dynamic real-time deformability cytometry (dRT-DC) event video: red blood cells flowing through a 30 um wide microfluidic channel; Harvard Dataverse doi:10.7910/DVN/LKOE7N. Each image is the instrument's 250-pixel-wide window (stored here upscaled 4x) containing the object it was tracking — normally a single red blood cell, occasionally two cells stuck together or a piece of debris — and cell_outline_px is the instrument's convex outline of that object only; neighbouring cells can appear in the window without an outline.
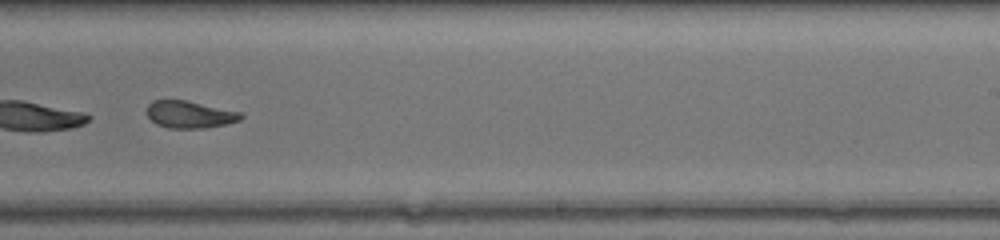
{"species": "common noctule bat (a hibernating species)", "species_latin": "Nyctalus noctula", "temperature_condition": "warm", "stored_images_in_passage": 34, "camera_frame_rate_fps": 3000, "um_per_image_px": 0.085, "animal": {"sex": "female", "body_mass_g": 17.0, "forearm_length_mm": 48.0}, "frame": {"image": 1, "passage_image": 20, "time_ms": 6.333, "image_size_px": [1000, 240], "cell_outline_px": [[244, 116], [240, 120], [224, 124], [204, 128], [168, 128], [156, 124], [148, 116], [148, 104], [152, 100], [188, 100], [240, 112]], "centroid_in_image_um": [16.12, 9.72], "position_along_channel_um": 272.9, "area_um2": 14.8}, "authors_computed_cell_mechanics": {"area_um2": 17.0221, "velocity_mm_per_s": 4.4981, "shape_relaxation_time_tau1_ms": null, "shape_relaxation_time_tau2_ms": 2.7812, "deformation_change_tau1": null, "deformation_change_tau2": 0.0841}}